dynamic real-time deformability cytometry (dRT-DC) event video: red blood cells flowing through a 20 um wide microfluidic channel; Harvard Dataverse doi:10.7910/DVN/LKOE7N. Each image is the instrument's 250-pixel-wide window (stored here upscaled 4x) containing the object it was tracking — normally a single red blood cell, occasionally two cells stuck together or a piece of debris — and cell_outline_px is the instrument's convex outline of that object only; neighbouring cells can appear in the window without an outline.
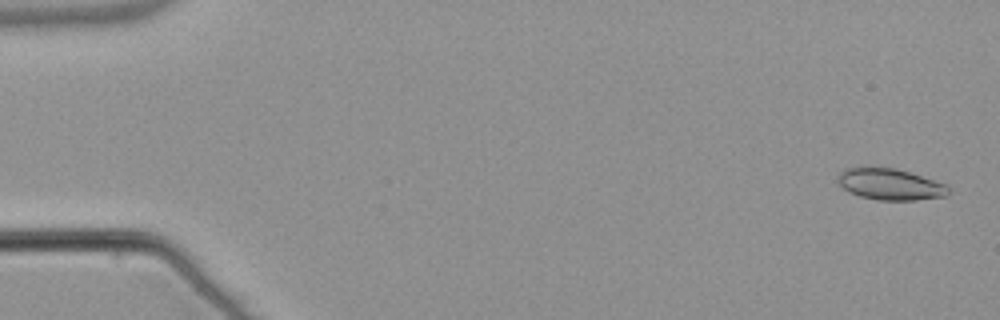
{"species": "common noctule bat (a hibernating species)", "species_latin": "Nyctalus noctula", "temperature_condition": "warm", "stored_images_in_passage": 55, "camera_frame_rate_fps": 3000, "um_per_image_px": 0.085, "animal": {"sex": "male", "body_mass_g": 21.5, "forearm_length_mm": 52.0}, "frame": {"image": 1, "passage_image": 2, "time_ms": 0.333, "image_size_px": [1000, 320], "cell_outline_px": [[948, 196], [916, 200], [876, 200], [860, 196], [848, 192], [840, 184], [836, 176], [844, 168], [864, 164], [896, 168], [948, 184]], "centroid_in_image_um": [75.61, 15.62], "position_along_channel_um": 9.4, "area_um2": 20.92}}
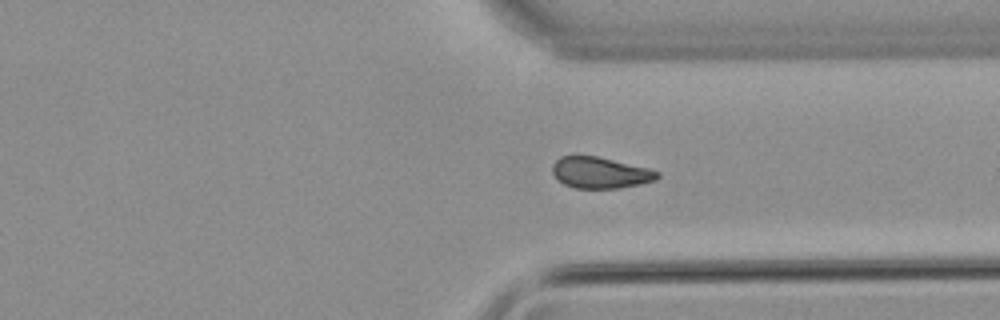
{"frame": {"image": 2, "passage_image": 41, "time_ms": 13.333, "image_size_px": [1000, 320], "cell_outline_px": [[660, 176], [656, 180], [640, 184], [620, 188], [572, 188], [564, 184], [552, 172], [552, 164], [560, 156], [596, 156], [648, 168], [660, 172]], "centroid_in_image_um": [51.03, 14.68], "position_along_channel_um": 360.4, "area_um2": 19.02}}
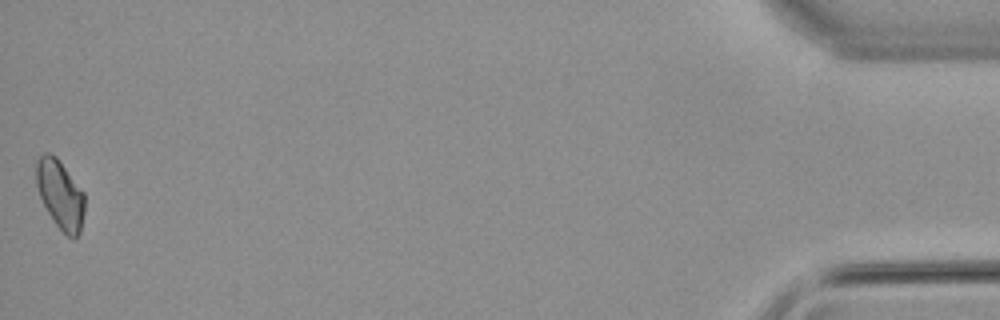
{"frame": {"image": 3, "passage_image": 54, "time_ms": 17.667, "image_size_px": [1000, 320], "cell_outline_px": [[84, 212], [80, 232], [72, 240], [56, 224], [48, 212], [40, 196], [36, 184], [36, 160], [44, 152], [48, 152], [56, 156], [84, 192]], "centroid_in_image_um": [5.12, 16.51], "position_along_channel_um": 430.1, "area_um2": 19.25}}